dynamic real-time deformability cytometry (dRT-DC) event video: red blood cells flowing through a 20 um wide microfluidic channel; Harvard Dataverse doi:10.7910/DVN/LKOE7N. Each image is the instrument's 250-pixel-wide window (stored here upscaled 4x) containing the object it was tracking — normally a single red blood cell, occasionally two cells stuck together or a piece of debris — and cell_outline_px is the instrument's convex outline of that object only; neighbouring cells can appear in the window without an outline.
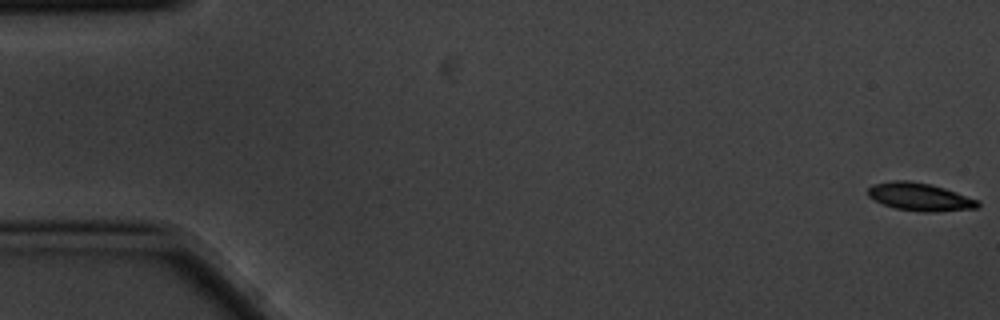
{"species": "common noctule bat (a hibernating species)", "species_latin": "Nyctalus noctula", "temperature_condition": "cold", "stored_images_in_passage": 6, "camera_frame_rate_fps": 3000, "um_per_image_px": 0.085, "animal": {"sex": "male", "body_mass_g": 20.1, "forearm_length_mm": 53.5}, "frame": {"image": 1, "passage_image": 1, "time_ms": 0.0, "image_size_px": [1000, 320], "cell_outline_px": [[980, 204], [976, 208], [936, 212], [920, 212], [892, 208], [872, 200], [868, 196], [868, 188], [872, 184], [892, 180], [908, 180], [928, 184], [944, 188], [980, 200]], "centroid_in_image_um": [78.15, 16.74], "position_along_channel_um": 6.9, "area_um2": 18.09}}
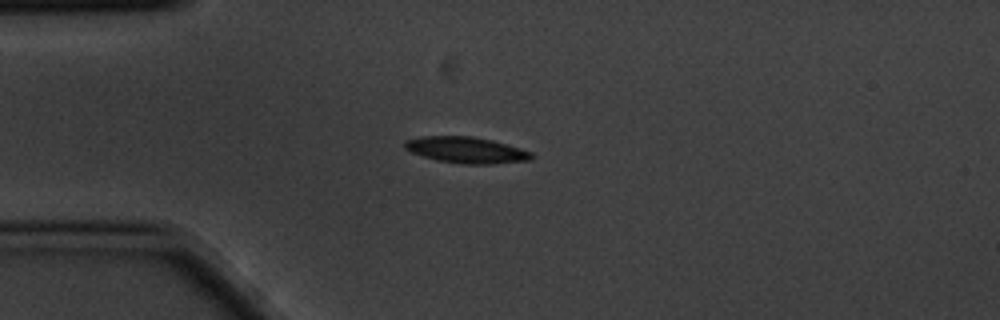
{"frame": {"image": 2, "passage_image": 5, "time_ms": 1.333, "image_size_px": [1000, 320], "cell_outline_px": [[536, 156], [532, 160], [492, 164], [464, 164], [436, 160], [412, 152], [404, 148], [404, 140], [424, 136], [472, 136], [492, 140], [520, 148], [532, 152]], "centroid_in_image_um": [39.67, 12.75], "position_along_channel_um": 45.3, "area_um2": 19.42}}
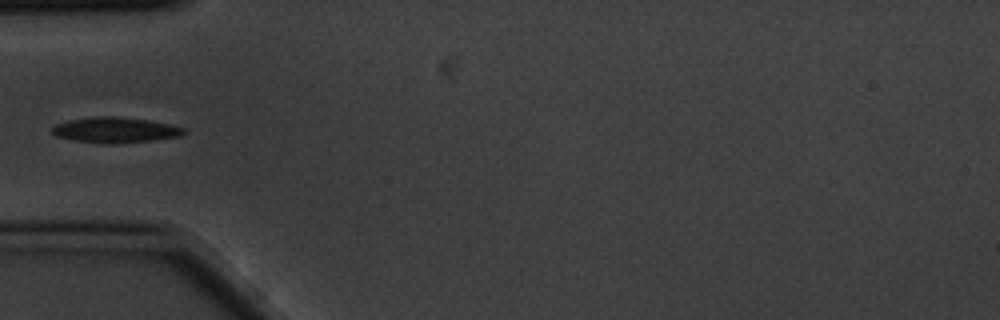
{"frame": {"image": 3, "passage_image": 6, "time_ms": 1.667, "image_size_px": [1000, 320], "cell_outline_px": [[184, 132], [180, 136], [148, 140], [112, 144], [76, 140], [56, 136], [52, 132], [52, 128], [56, 124], [68, 120], [92, 116], [112, 116], [148, 120], [168, 124], [184, 128]], "centroid_in_image_um": [9.75, 11.03], "position_along_channel_um": 75.3, "area_um2": 19.13}}